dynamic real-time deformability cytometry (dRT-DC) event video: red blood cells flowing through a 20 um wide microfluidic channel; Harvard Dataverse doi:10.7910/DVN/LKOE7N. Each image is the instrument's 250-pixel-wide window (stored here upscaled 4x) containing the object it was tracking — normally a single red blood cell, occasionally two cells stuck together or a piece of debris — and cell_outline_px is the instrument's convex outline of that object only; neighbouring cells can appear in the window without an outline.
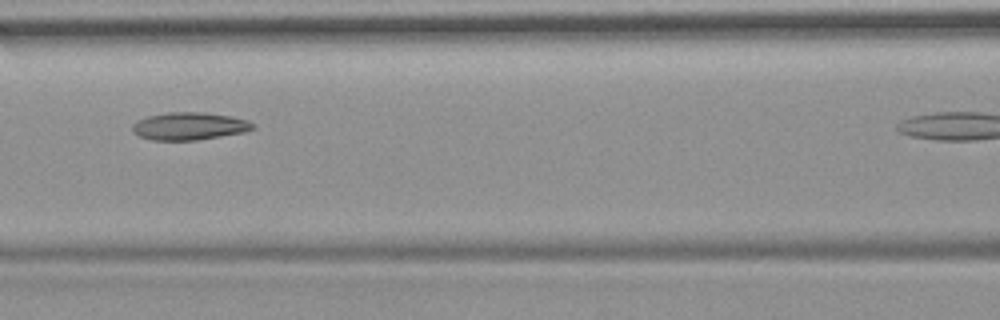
{"species": "common noctule bat (a hibernating species)", "species_latin": "Nyctalus noctula", "temperature_condition": "room temperature", "stored_images_in_passage": 5, "camera_frame_rate_fps": 3000, "um_per_image_px": 0.085, "animal": {"sex": "female", "body_mass_g": 19.9}, "frame": {"image": 1, "passage_image": 3, "time_ms": 2.333, "image_size_px": [1000, 320], "cell_outline_px": [[256, 124], [252, 128], [244, 132], [196, 140], [152, 140], [140, 136], [132, 132], [132, 124], [136, 120], [148, 116], [168, 112], [204, 112], [232, 116], [248, 120]], "centroid_in_image_um": [16.07, 10.71], "position_along_channel_um": 150.5, "area_um2": 19.42}}
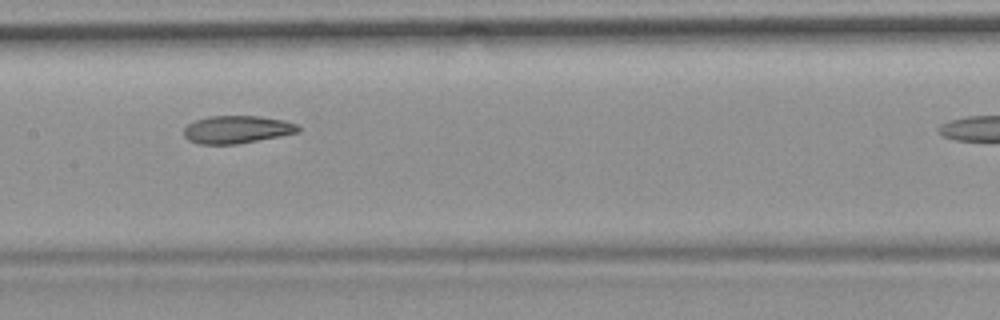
{"frame": {"image": 2, "passage_image": 4, "time_ms": 3.333, "image_size_px": [1000, 320], "cell_outline_px": [[300, 132], [280, 136], [236, 144], [200, 144], [188, 140], [184, 136], [184, 128], [188, 124], [196, 120], [208, 116], [260, 116], [284, 120], [296, 124], [300, 128]], "centroid_in_image_um": [20.14, 11.0], "position_along_channel_um": 187.3, "area_um2": 18.44}}